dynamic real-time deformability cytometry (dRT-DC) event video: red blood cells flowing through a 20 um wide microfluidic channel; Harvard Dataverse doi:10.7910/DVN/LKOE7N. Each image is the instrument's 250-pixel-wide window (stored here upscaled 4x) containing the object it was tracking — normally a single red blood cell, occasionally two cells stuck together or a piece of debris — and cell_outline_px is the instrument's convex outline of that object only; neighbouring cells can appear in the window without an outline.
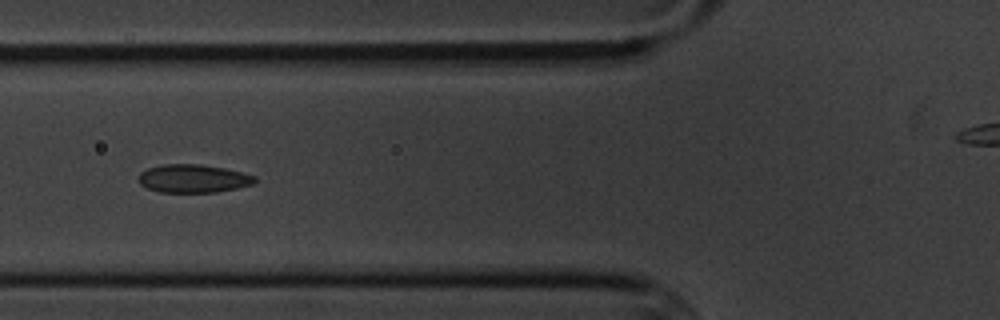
{"species": "common noctule bat (a hibernating species)", "species_latin": "Nyctalus noctula", "temperature_condition": "cold", "stored_images_in_passage": 15, "camera_frame_rate_fps": 3000, "um_per_image_px": 0.085, "animal": {"sex": "male", "body_mass_g": 20.1, "forearm_length_mm": 53.5}, "frame": {"image": 1, "passage_image": 6, "time_ms": 6.667, "image_size_px": [1000, 320], "cell_outline_px": [[256, 180], [252, 184], [236, 188], [216, 192], [160, 192], [148, 188], [140, 184], [140, 172], [148, 168], [160, 164], [200, 164], [224, 168], [256, 176]], "centroid_in_image_um": [16.41, 15.17], "position_along_channel_um": 109.4, "area_um2": 18.96}}
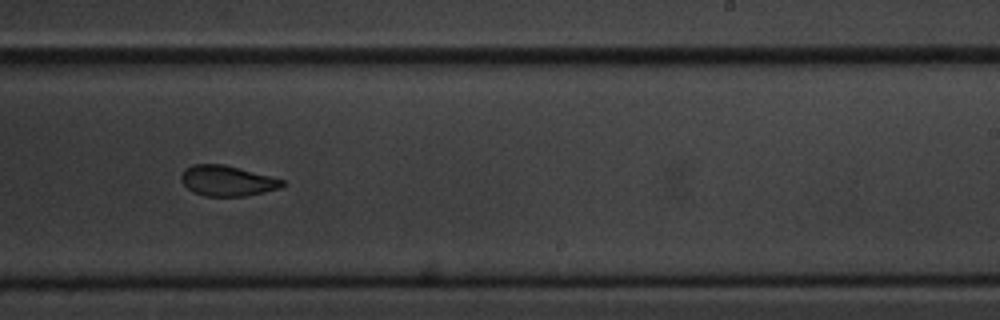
{"frame": {"image": 2, "passage_image": 10, "time_ms": 11.333, "image_size_px": [1000, 320], "cell_outline_px": [[284, 184], [280, 188], [264, 192], [244, 196], [204, 196], [192, 192], [180, 180], [180, 176], [184, 168], [192, 164], [224, 164], [284, 180]], "centroid_in_image_um": [19.26, 15.36], "position_along_channel_um": 269.7, "area_um2": 17.92}}
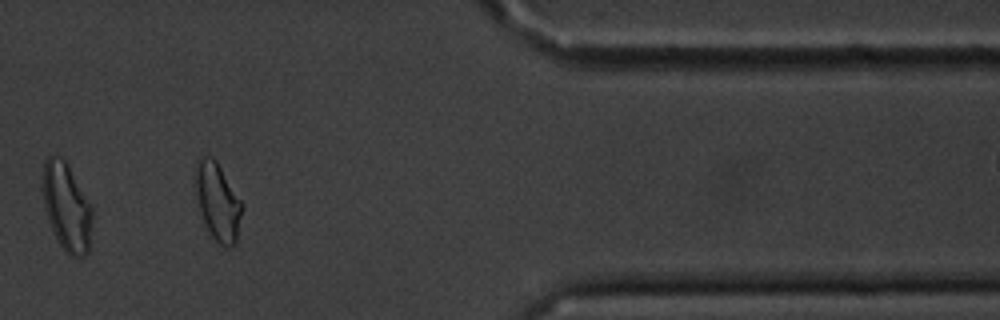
{"frame": {"image": 3, "passage_image": 13, "time_ms": 15.667, "image_size_px": [1000, 320], "cell_outline_px": [[244, 208], [236, 244], [228, 248], [220, 244], [212, 236], [200, 220], [192, 180], [196, 160], [200, 156], [208, 156], [216, 160], [244, 204]], "centroid_in_image_um": [18.46, 17.13], "position_along_channel_um": 392.9, "area_um2": 22.25}, "authors_computed_cell_mechanics": {"area_um2": 19.5364, "velocity_mm_per_s": 3.4345, "shape_relaxation_time_tau1_ms": null, "shape_relaxation_time_tau2_ms": 1.9421, "deformation_change_tau1": null, "deformation_change_tau2": 0.072}}